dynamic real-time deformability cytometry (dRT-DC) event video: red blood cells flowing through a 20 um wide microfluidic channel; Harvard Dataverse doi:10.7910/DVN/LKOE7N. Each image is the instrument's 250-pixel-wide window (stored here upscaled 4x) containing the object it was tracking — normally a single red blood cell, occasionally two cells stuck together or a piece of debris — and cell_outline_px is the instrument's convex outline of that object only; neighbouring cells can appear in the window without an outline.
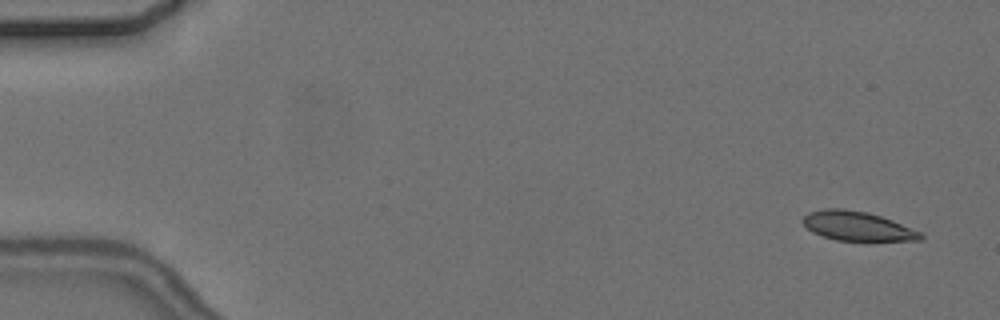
{"species": "common noctule bat (a hibernating species)", "species_latin": "Nyctalus noctula", "temperature_condition": "cold", "stored_images_in_passage": 5, "camera_frame_rate_fps": 3000, "um_per_image_px": 0.085, "animal": {"sex": "female", "body_mass_g": 24.6, "forearm_length_mm": 56.2}, "frame": {"image": 1, "passage_image": 1, "time_ms": 0.0, "image_size_px": [1000, 320], "cell_outline_px": [[924, 236], [920, 240], [836, 240], [812, 232], [800, 220], [808, 212], [824, 208], [844, 208], [868, 212], [892, 220], [920, 232]], "centroid_in_image_um": [72.82, 19.19], "position_along_channel_um": 12.2, "area_um2": 19.88}}
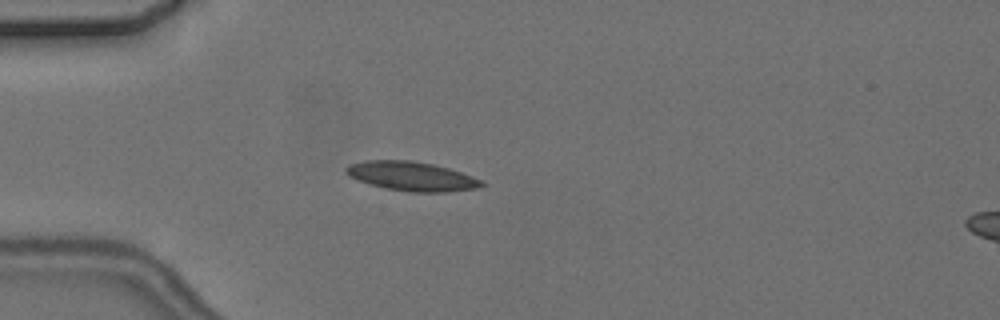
{"frame": {"image": 2, "passage_image": 4, "time_ms": 4.333, "image_size_px": [1000, 320], "cell_outline_px": [[488, 184], [476, 188], [448, 192], [408, 192], [384, 188], [368, 184], [348, 176], [344, 172], [344, 168], [348, 164], [364, 160], [408, 160], [432, 164], [448, 168], [484, 180]], "centroid_in_image_um": [34.96, 14.98], "position_along_channel_um": 50.0, "area_um2": 23.35}}